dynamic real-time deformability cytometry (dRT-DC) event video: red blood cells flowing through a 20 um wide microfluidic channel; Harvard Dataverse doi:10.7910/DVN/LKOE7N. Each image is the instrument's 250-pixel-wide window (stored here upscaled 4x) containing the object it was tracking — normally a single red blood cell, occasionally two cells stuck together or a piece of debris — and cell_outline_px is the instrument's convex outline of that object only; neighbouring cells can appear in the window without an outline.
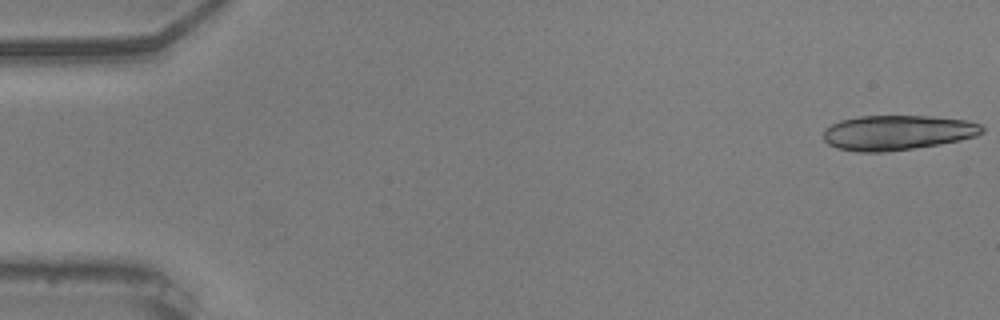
{"species": "common noctule bat (a hibernating species)", "species_latin": "Nyctalus noctula", "temperature_condition": "warm", "stored_images_in_passage": 10, "camera_frame_rate_fps": 3000, "um_per_image_px": 0.085, "animal": {"sex": "male", "body_mass_g": 20.5, "forearm_length_mm": 52.5}, "frame": {"image": 1, "passage_image": 1, "time_ms": 0.0, "image_size_px": [1000, 320], "cell_outline_px": [[984, 132], [976, 136], [960, 140], [940, 144], [884, 152], [856, 152], [836, 148], [828, 144], [824, 140], [824, 128], [840, 120], [860, 116], [932, 116], [968, 120], [980, 124], [984, 128]], "centroid_in_image_um": [76.28, 11.27], "position_along_channel_um": 8.7, "area_um2": 32.43}}